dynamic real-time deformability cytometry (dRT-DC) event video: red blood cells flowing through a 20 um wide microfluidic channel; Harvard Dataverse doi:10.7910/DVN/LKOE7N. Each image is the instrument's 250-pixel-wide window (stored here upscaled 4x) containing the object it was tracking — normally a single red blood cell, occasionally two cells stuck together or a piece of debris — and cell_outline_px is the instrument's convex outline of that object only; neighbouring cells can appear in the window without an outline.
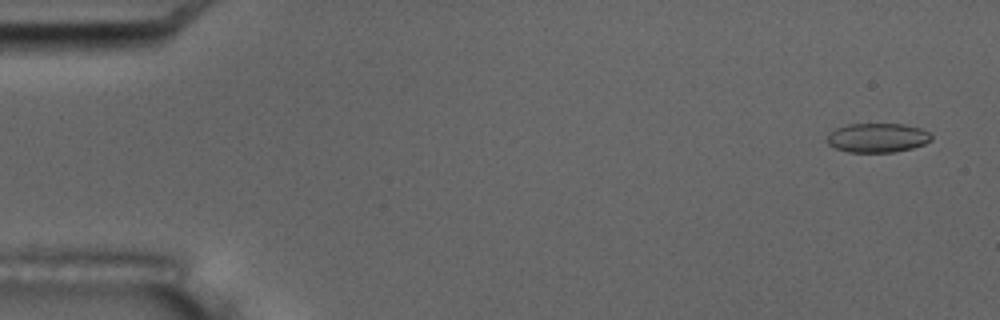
{"species": "common noctule bat (a hibernating species)", "species_latin": "Nyctalus noctula", "temperature_condition": "room temperature", "stored_images_in_passage": 5, "camera_frame_rate_fps": 3000, "um_per_image_px": 0.085, "animal": {"sex": "male", "body_mass_g": 17.5, "forearm_length_mm": 52.3}, "frame": {"image": 1, "passage_image": 1, "time_ms": 0.0, "image_size_px": [1000, 320], "cell_outline_px": [[932, 140], [924, 144], [912, 148], [892, 152], [848, 152], [836, 148], [828, 144], [828, 132], [836, 128], [848, 124], [904, 124], [920, 128], [928, 132], [932, 136]], "centroid_in_image_um": [74.58, 11.71], "position_along_channel_um": 10.4, "area_um2": 17.74}}
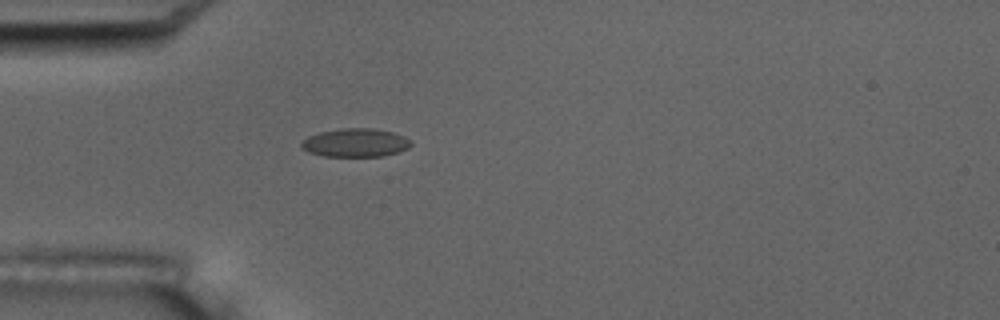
{"frame": {"image": 2, "passage_image": 5, "time_ms": 4.667, "image_size_px": [1000, 320], "cell_outline_px": [[412, 144], [408, 148], [384, 156], [324, 156], [308, 152], [300, 148], [300, 144], [308, 136], [320, 132], [340, 128], [372, 128], [392, 132], [404, 136], [412, 140]], "centroid_in_image_um": [30.2, 12.13], "position_along_channel_um": 54.8, "area_um2": 18.21}}